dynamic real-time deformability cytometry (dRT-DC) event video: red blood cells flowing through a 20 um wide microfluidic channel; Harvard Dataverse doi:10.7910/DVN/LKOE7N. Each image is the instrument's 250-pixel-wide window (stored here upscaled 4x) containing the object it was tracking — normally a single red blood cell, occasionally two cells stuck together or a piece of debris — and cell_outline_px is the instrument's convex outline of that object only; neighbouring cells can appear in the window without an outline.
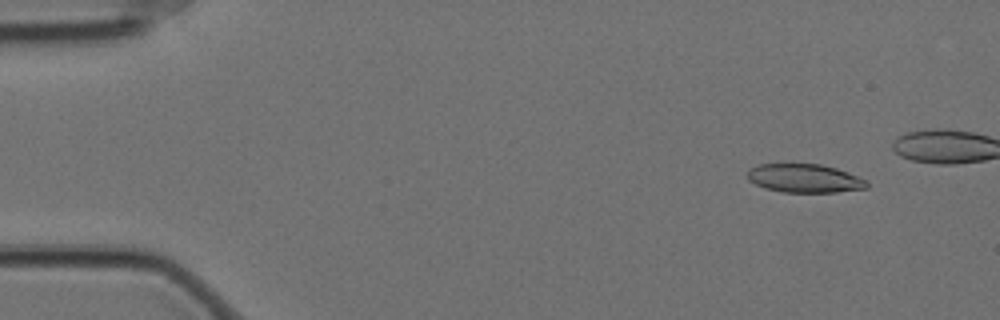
{"species": "Egyptian fruit bat (a non-hibernating species)", "species_latin": "Rousettus aegyptiacus", "temperature_condition": "cold", "stored_images_in_passage": 7, "camera_frame_rate_fps": 3000, "um_per_image_px": 0.085, "animal": {"sex": "female"}, "frame": {"image": 1, "passage_image": 2, "time_ms": 0.333, "image_size_px": [1000, 320], "cell_outline_px": [[868, 188], [836, 192], [780, 192], [764, 188], [748, 180], [748, 168], [756, 164], [792, 160], [820, 164], [836, 168], [868, 180]], "centroid_in_image_um": [68.32, 15.1], "position_along_channel_um": 16.7, "area_um2": 20.92}}